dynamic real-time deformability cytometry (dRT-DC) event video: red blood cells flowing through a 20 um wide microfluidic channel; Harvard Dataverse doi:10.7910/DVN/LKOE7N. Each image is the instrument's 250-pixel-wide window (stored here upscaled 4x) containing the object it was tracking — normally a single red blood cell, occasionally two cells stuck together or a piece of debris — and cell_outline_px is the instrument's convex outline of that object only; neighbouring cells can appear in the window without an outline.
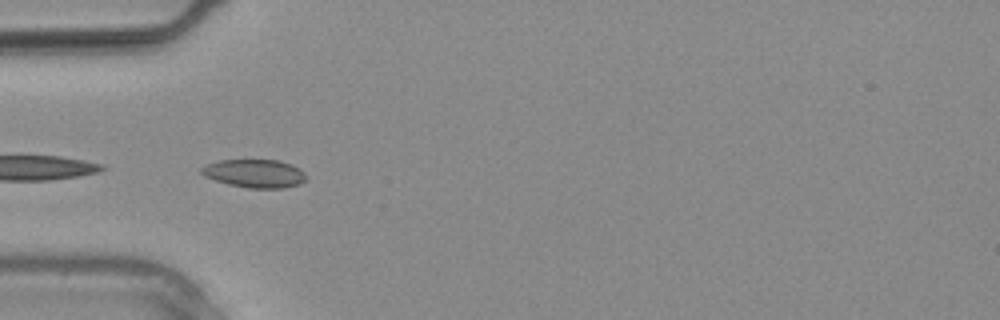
{"species": "common noctule bat (a hibernating species)", "species_latin": "Nyctalus noctula", "temperature_condition": "warm", "stored_images_in_passage": 15, "camera_frame_rate_fps": 3000, "um_per_image_px": 0.085, "animal": {"sex": "male", "body_mass_g": 20.4}, "frame": {"image": 1, "passage_image": 3, "time_ms": 0.667, "image_size_px": [1000, 320], "cell_outline_px": [[308, 176], [300, 184], [284, 188], [248, 188], [228, 184], [204, 176], [200, 172], [200, 168], [208, 164], [220, 160], [280, 160], [292, 164], [300, 168]], "centroid_in_image_um": [21.68, 14.74], "position_along_channel_um": 63.3, "area_um2": 17.34}}